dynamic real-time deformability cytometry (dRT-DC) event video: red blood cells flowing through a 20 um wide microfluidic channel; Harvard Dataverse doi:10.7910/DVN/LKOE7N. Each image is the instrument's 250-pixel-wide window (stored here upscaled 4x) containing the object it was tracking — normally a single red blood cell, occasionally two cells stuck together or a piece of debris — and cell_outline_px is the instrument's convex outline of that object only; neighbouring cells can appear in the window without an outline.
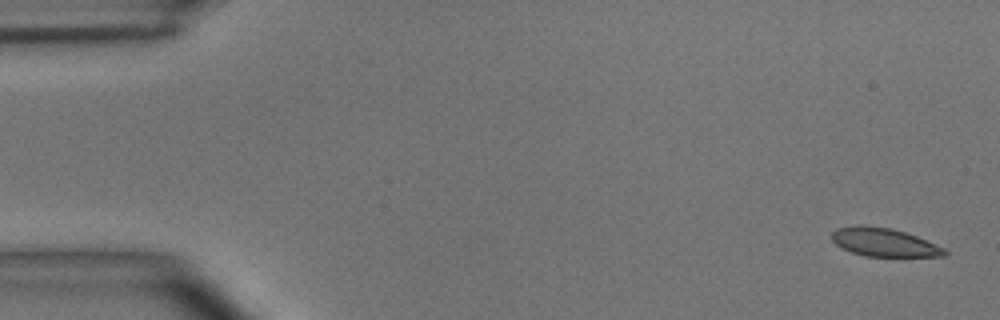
{"species": "common noctule bat (a hibernating species)", "species_latin": "Nyctalus noctula", "temperature_condition": "room temperature", "stored_images_in_passage": 5, "camera_frame_rate_fps": 3000, "um_per_image_px": 0.085, "animal": {"sex": "male", "body_mass_g": 15.6}, "frame": {"image": 1, "passage_image": 1, "time_ms": 0.0, "image_size_px": [1000, 320], "cell_outline_px": [[948, 252], [944, 256], [864, 256], [840, 248], [832, 240], [832, 232], [836, 228], [856, 224], [864, 224], [892, 228], [916, 236], [944, 248]], "centroid_in_image_um": [75.08, 20.57], "position_along_channel_um": 9.9, "area_um2": 18.73}}
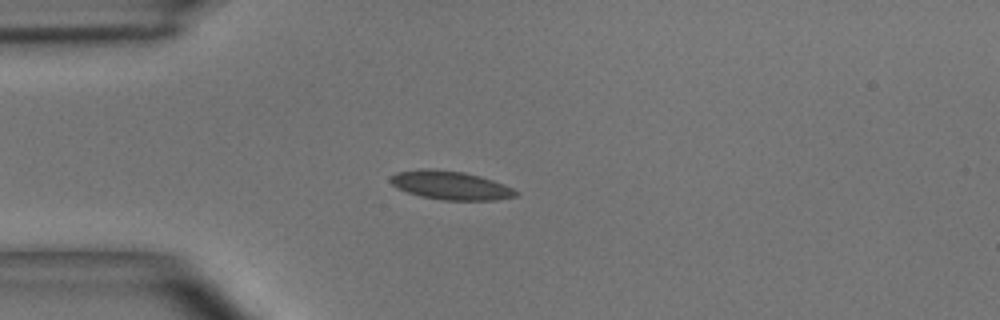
{"frame": {"image": 2, "passage_image": 4, "time_ms": 1.0, "image_size_px": [1000, 320], "cell_outline_px": [[520, 192], [516, 196], [496, 200], [440, 200], [420, 196], [396, 188], [388, 180], [388, 176], [396, 172], [420, 168], [432, 168], [464, 172], [480, 176], [504, 184]], "centroid_in_image_um": [38.25, 15.74], "position_along_channel_um": 46.8, "area_um2": 21.21}}